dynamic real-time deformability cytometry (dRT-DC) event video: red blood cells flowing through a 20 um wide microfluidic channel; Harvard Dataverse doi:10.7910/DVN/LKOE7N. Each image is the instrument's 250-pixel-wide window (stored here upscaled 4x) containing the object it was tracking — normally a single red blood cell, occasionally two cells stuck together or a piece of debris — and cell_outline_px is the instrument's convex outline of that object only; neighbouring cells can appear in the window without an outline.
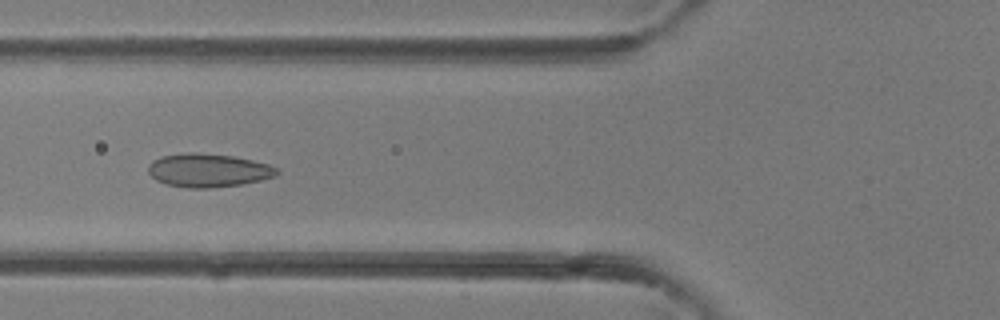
{"species": "common noctule bat (a hibernating species)", "species_latin": "Nyctalus noctula", "temperature_condition": "room temperature", "stored_images_in_passage": 40, "camera_frame_rate_fps": 3000, "um_per_image_px": 0.085, "animal": {"sex": "female"}, "frame": {"image": 1, "passage_image": 15, "time_ms": 4.667, "image_size_px": [1000, 320], "cell_outline_px": [[280, 172], [276, 176], [260, 180], [240, 184], [208, 188], [188, 188], [168, 184], [156, 180], [148, 172], [148, 164], [152, 160], [160, 156], [188, 152], [192, 152], [232, 156], [252, 160], [268, 164], [280, 168]], "centroid_in_image_um": [17.7, 14.47], "position_along_channel_um": 108.1, "area_um2": 25.09}}
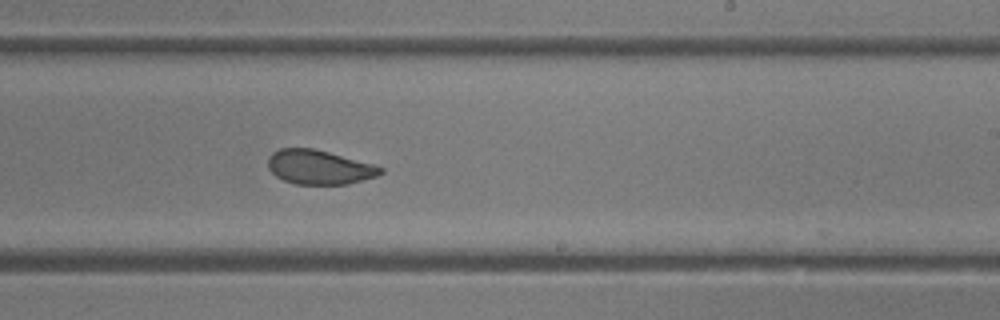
{"frame": {"image": 2, "passage_image": 24, "time_ms": 7.667, "image_size_px": [1000, 320], "cell_outline_px": [[384, 172], [376, 176], [348, 184], [296, 184], [284, 180], [276, 176], [268, 168], [268, 156], [272, 152], [280, 148], [312, 148], [328, 152], [372, 164], [384, 168]], "centroid_in_image_um": [27.1, 14.21], "position_along_channel_um": 261.9, "area_um2": 22.31}}
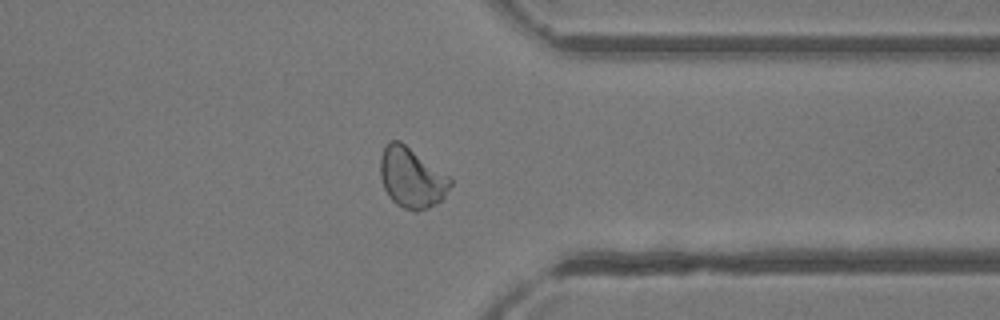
{"frame": {"image": 3, "passage_image": 31, "time_ms": 10.0, "image_size_px": [1000, 320], "cell_outline_px": [[452, 184], [444, 196], [440, 200], [428, 208], [416, 212], [404, 208], [396, 204], [388, 196], [384, 188], [380, 176], [380, 156], [388, 140], [400, 140], [452, 176]], "centroid_in_image_um": [35.0, 15.08], "position_along_channel_um": 376.4, "area_um2": 25.03}}